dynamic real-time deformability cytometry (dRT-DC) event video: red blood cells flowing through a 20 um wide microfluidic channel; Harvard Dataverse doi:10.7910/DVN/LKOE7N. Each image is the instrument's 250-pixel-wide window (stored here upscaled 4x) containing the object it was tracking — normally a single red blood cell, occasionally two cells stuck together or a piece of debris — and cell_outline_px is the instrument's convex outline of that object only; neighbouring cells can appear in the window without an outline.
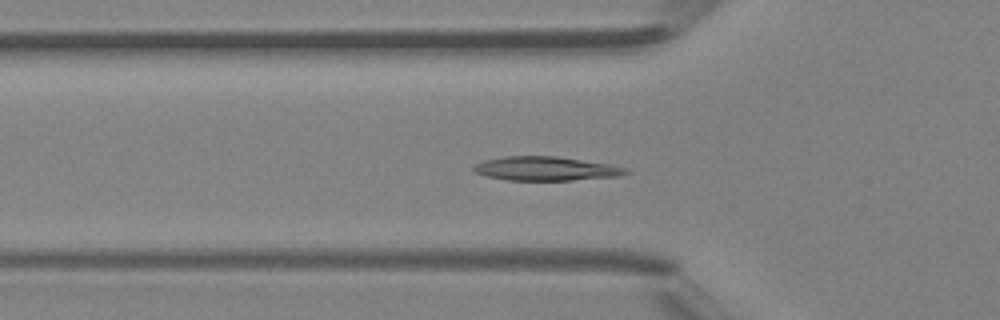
{"species": "Egyptian fruit bat (a non-hibernating species)", "species_latin": "Rousettus aegyptiacus", "temperature_condition": "room temperature", "stored_images_in_passage": 33, "camera_frame_rate_fps": 3000, "um_per_image_px": 0.085, "animal": {"sex": "female"}, "frame": {"image": 1, "passage_image": 2, "time_ms": 0.333, "image_size_px": [1000, 320], "cell_outline_px": [[632, 172], [620, 176], [572, 180], [508, 180], [488, 176], [476, 172], [472, 168], [476, 164], [484, 160], [504, 156], [556, 156], [608, 164], [628, 168]], "centroid_in_image_um": [46.44, 14.33], "position_along_channel_um": 79.4, "area_um2": 21.15}}
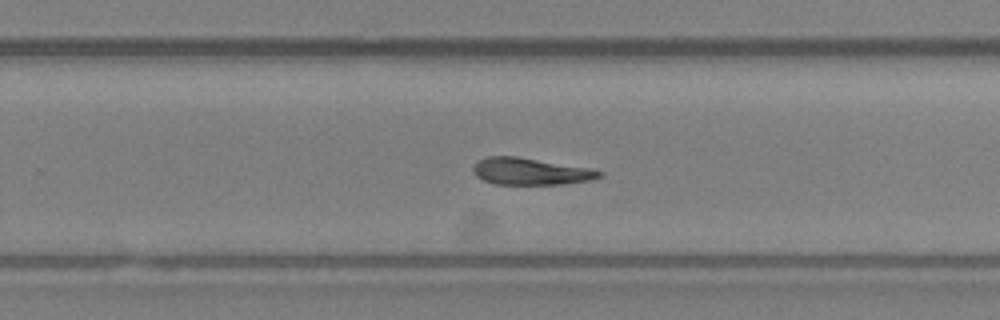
{"frame": {"image": 2, "passage_image": 16, "time_ms": 5.0, "image_size_px": [1000, 320], "cell_outline_px": [[604, 176], [592, 180], [560, 184], [496, 184], [484, 180], [476, 176], [472, 172], [472, 168], [476, 160], [488, 156], [516, 156], [588, 168], [604, 172]], "centroid_in_image_um": [45.06, 14.57], "position_along_channel_um": 284.7, "area_um2": 19.77}}
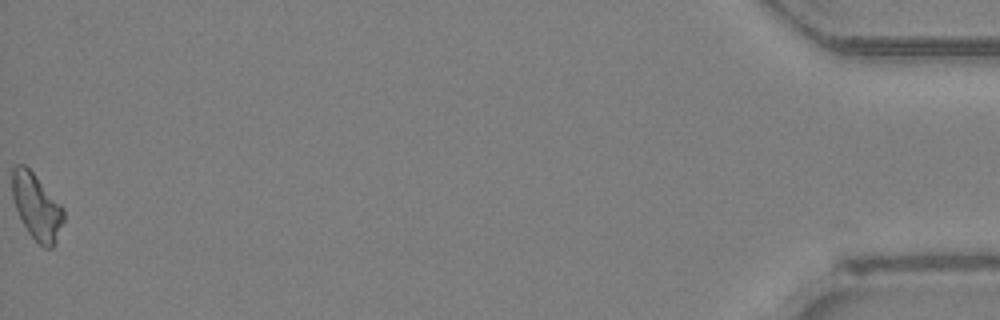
{"frame": {"image": 3, "passage_image": 33, "time_ms": 10.667, "image_size_px": [1000, 320], "cell_outline_px": [[64, 220], [56, 240], [52, 248], [44, 248], [28, 232], [16, 208], [12, 196], [12, 168], [16, 164], [24, 164], [36, 176], [64, 208]], "centroid_in_image_um": [3.11, 17.55], "position_along_channel_um": 432.1, "area_um2": 19.48}, "authors_computed_cell_mechanics": {"area_um2": 19.8832, "velocity_mm_per_s": 4.4175, "shape_relaxation_time_tau1_ms": 4.7074, "shape_relaxation_time_tau2_ms": null, "deformation_change_tau1": 0.1324, "deformation_change_tau2": null}}